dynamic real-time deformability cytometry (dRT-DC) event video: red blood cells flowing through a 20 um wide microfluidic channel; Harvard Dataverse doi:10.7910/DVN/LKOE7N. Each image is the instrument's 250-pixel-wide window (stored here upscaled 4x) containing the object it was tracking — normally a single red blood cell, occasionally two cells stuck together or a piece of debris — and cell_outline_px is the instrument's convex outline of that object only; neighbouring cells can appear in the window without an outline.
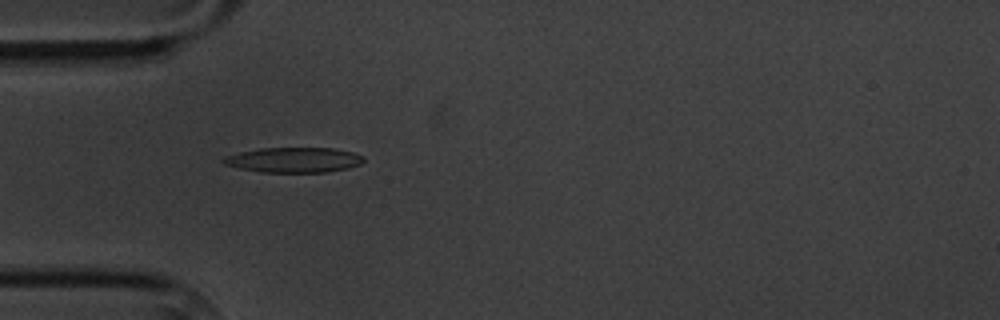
{"species": "common noctule bat (a hibernating species)", "species_latin": "Nyctalus noctula", "temperature_condition": "cold", "stored_images_in_passage": 3, "camera_frame_rate_fps": 3000, "um_per_image_px": 0.085, "animal": {"sex": "male", "body_mass_g": 20.1, "forearm_length_mm": 53.5}, "frame": {"image": 1, "passage_image": 1, "time_ms": 0.0, "image_size_px": [1000, 320], "cell_outline_px": [[364, 160], [360, 164], [348, 168], [328, 172], [260, 172], [240, 168], [224, 164], [220, 160], [224, 156], [240, 152], [260, 148], [332, 148], [352, 152], [364, 156]], "centroid_in_image_um": [24.96, 13.59], "position_along_channel_um": 60.0, "area_um2": 20.52}}
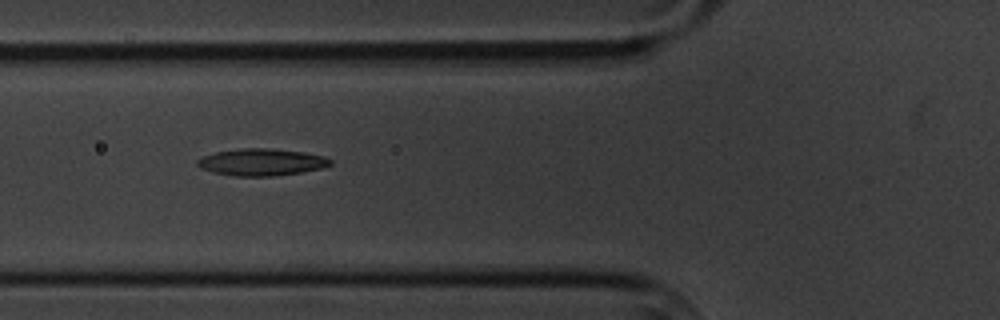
{"frame": {"image": 2, "passage_image": 2, "time_ms": 1.333, "image_size_px": [1000, 320], "cell_outline_px": [[332, 164], [324, 168], [276, 176], [236, 176], [212, 172], [200, 168], [196, 164], [196, 160], [204, 156], [216, 152], [240, 148], [272, 148], [304, 152], [324, 156], [332, 160]], "centroid_in_image_um": [22.24, 13.78], "position_along_channel_um": 103.6, "area_um2": 21.04}}
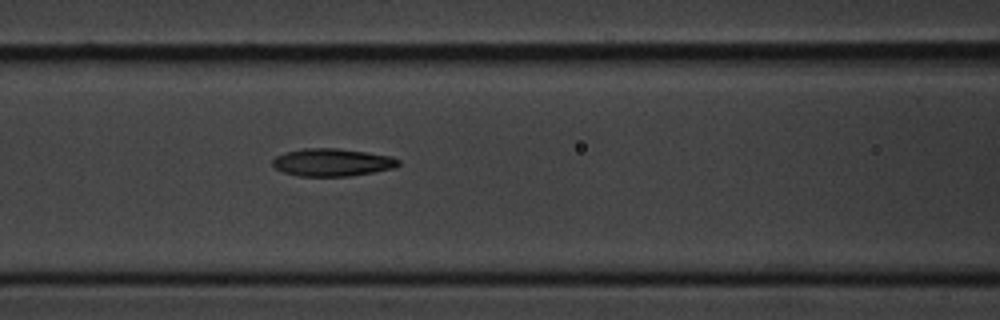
{"frame": {"image": 3, "passage_image": 3, "time_ms": 2.333, "image_size_px": [1000, 320], "cell_outline_px": [[400, 164], [396, 168], [348, 176], [296, 176], [284, 172], [276, 168], [272, 164], [272, 160], [276, 156], [288, 152], [304, 148], [336, 148], [392, 156], [400, 160]], "centroid_in_image_um": [28.26, 13.8], "position_along_channel_um": 138.3, "area_um2": 20.17}}